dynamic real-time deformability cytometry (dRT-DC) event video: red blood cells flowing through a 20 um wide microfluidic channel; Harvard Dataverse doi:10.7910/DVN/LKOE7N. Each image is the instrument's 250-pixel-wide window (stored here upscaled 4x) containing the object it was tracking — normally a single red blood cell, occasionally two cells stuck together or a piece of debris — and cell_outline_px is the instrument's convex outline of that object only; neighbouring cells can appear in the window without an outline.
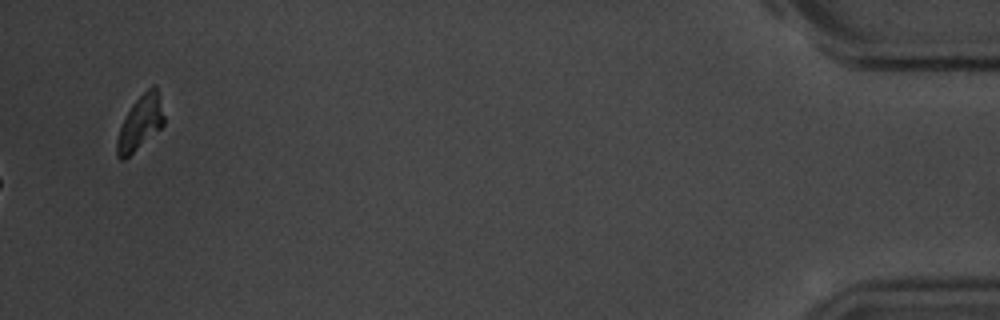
{"species": "common noctule bat (a hibernating species)", "species_latin": "Nyctalus noctula", "temperature_condition": "room temperature", "stored_images_in_passage": 55, "camera_frame_rate_fps": 3000, "um_per_image_px": 0.085, "animal": {"sex": "male", "body_mass_g": 20.1, "forearm_length_mm": 53.5}, "frame": {"image": 1, "passage_image": 55, "time_ms": 18.0, "image_size_px": [1000, 320], "cell_outline_px": [[164, 124], [160, 128], [124, 160], [120, 160], [116, 156], [116, 140], [124, 116], [132, 104], [152, 84], [156, 84], [164, 116]], "centroid_in_image_um": [11.89, 10.43], "position_along_channel_um": 423.3, "area_um2": 14.74}, "authors_computed_cell_mechanics": {"area_um2": 16.7042, "velocity_mm_per_s": 3.6679, "shape_relaxation_time_tau1_ms": 3.327, "shape_relaxation_time_tau2_ms": 3.8026, "deformation_change_tau1": 0.1215, "deformation_change_tau2": 0.1127}}